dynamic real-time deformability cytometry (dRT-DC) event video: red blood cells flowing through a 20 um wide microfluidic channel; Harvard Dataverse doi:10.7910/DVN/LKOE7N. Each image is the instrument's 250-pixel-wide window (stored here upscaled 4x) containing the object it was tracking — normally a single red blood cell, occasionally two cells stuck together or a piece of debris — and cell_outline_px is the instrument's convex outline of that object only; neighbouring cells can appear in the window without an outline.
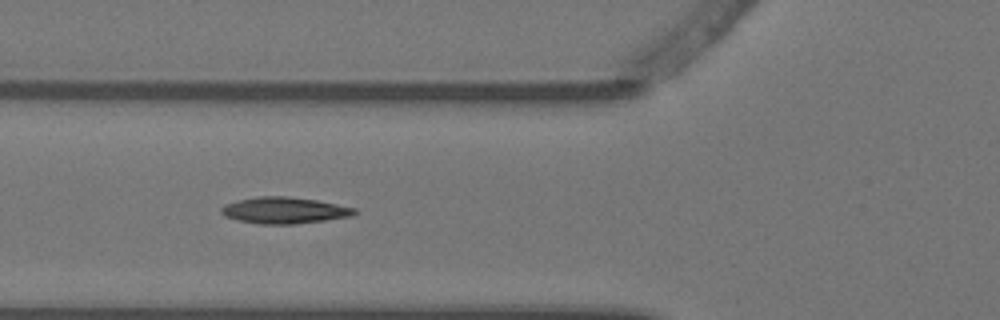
{"species": "Egyptian fruit bat (a non-hibernating species)", "species_latin": "Rousettus aegyptiacus", "temperature_condition": "warm", "stored_images_in_passage": 10, "camera_frame_rate_fps": 3000, "um_per_image_px": 0.085, "animal": {"sex": "female"}, "frame": {"image": 1, "passage_image": 5, "time_ms": 1.333, "image_size_px": [1000, 320], "cell_outline_px": [[356, 212], [352, 216], [324, 220], [292, 224], [260, 224], [240, 220], [224, 216], [220, 212], [220, 208], [224, 204], [236, 200], [260, 196], [288, 196], [316, 200], [356, 208]], "centroid_in_image_um": [24.13, 17.87], "position_along_channel_um": 101.7, "area_um2": 20.4}}
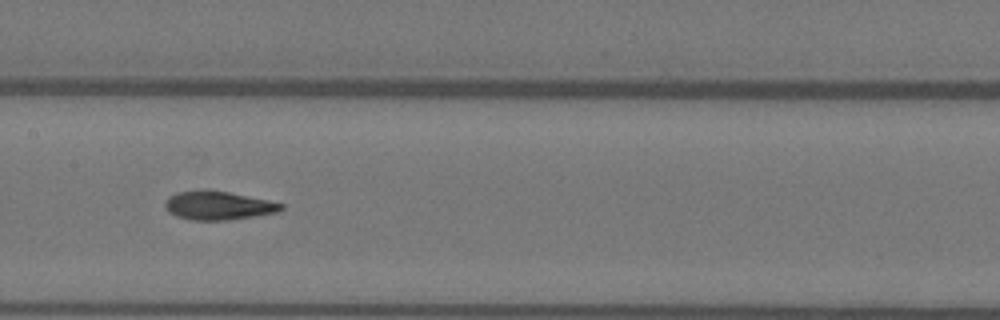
{"frame": {"image": 2, "passage_image": 7, "time_ms": 2.0, "image_size_px": [1000, 320], "cell_outline_px": [[284, 208], [276, 212], [256, 216], [224, 220], [192, 220], [176, 216], [168, 212], [164, 204], [168, 196], [176, 192], [228, 192], [268, 200], [284, 204]], "centroid_in_image_um": [18.55, 17.5], "position_along_channel_um": 188.8, "area_um2": 18.79}}
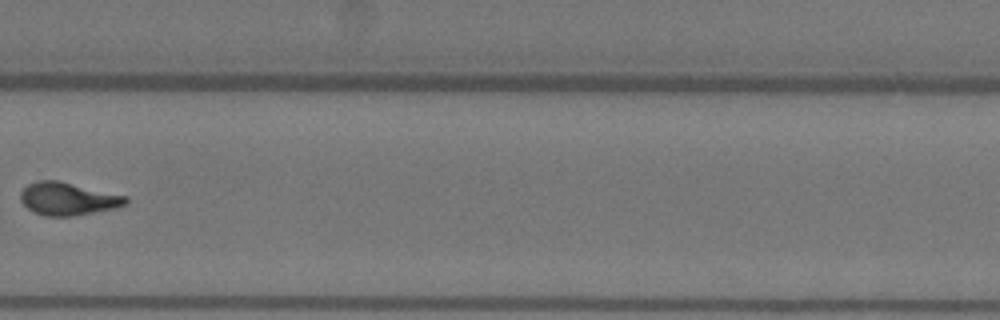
{"frame": {"image": 3, "passage_image": 10, "time_ms": 3.0, "image_size_px": [1000, 320], "cell_outline_px": [[128, 204], [116, 208], [72, 216], [44, 216], [32, 212], [20, 200], [20, 192], [28, 184], [36, 180], [60, 180], [128, 196]], "centroid_in_image_um": [5.78, 16.89], "position_along_channel_um": 324.0, "area_um2": 20.4}}